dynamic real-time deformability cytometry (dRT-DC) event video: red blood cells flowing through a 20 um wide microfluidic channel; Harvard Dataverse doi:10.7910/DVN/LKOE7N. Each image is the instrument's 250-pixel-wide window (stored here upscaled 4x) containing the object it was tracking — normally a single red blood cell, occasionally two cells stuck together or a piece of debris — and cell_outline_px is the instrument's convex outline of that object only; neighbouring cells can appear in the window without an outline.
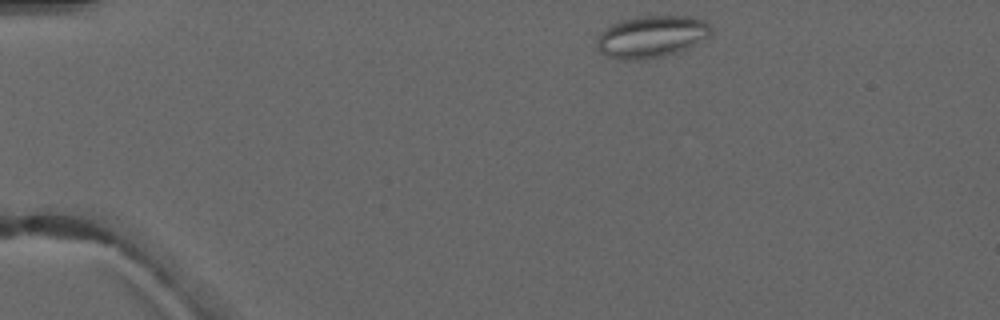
{"species": "common noctule bat (a hibernating species)", "species_latin": "Nyctalus noctula", "temperature_condition": "warm", "stored_images_in_passage": 2, "camera_frame_rate_fps": 3000, "um_per_image_px": 0.085, "animal": {"sex": "male", "forearm_length_mm": 52.5}, "frame": {"image": 1, "passage_image": 1, "time_ms": 0.0, "image_size_px": [1000, 320], "cell_outline_px": [[712, 32], [708, 36], [688, 48], [664, 56], [648, 60], [616, 60], [600, 52], [596, 48], [596, 36], [604, 28], [620, 20], [640, 16], [692, 16], [704, 20], [712, 28]], "centroid_in_image_um": [55.32, 3.12], "position_along_channel_um": 29.7, "area_um2": 28.38}}